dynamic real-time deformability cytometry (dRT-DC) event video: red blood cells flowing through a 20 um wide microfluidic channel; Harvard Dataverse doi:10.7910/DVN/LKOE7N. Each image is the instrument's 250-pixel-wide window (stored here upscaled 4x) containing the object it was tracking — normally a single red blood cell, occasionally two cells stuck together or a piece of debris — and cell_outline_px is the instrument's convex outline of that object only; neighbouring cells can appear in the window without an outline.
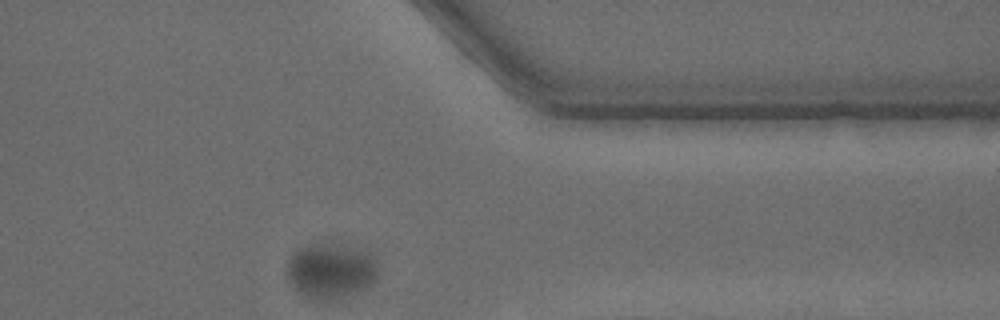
{"species": "common noctule bat (a hibernating species)", "species_latin": "Nyctalus noctula", "temperature_condition": "warm", "stored_images_in_passage": 45, "camera_frame_rate_fps": 3000, "um_per_image_px": 0.085, "animal": {"sex": "male", "body_mass_g": 15.6}, "frame": {"image": 1, "passage_image": 45, "time_ms": 14.667, "image_size_px": [1000, 320], "cell_outline_px": [[376, 280], [368, 288], [356, 292], [328, 300], [316, 300], [304, 296], [296, 292], [288, 276], [288, 260], [292, 252], [300, 248], [312, 244], [332, 240], [368, 252], [372, 256], [376, 264]], "centroid_in_image_um": [28.1, 22.98], "position_along_channel_um": 383.3, "area_um2": 29.71}}